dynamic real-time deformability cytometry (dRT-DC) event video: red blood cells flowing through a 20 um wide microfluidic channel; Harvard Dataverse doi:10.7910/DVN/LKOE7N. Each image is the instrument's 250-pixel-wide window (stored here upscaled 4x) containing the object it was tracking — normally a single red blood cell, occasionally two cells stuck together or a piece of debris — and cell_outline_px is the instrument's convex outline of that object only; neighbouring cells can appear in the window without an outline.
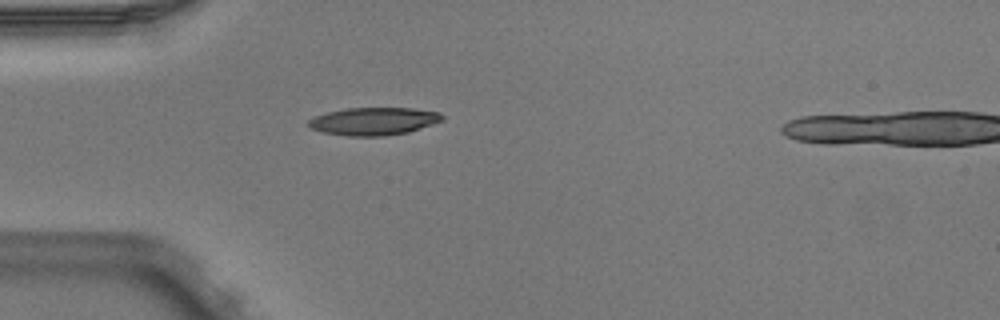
{"species": "Egyptian fruit bat (a non-hibernating species)", "species_latin": "Rousettus aegyptiacus", "temperature_condition": "warm", "stored_images_in_passage": 5, "camera_frame_rate_fps": 3000, "um_per_image_px": 0.085, "animal": {"sex": "male"}, "frame": {"image": 1, "passage_image": 5, "time_ms": 1.333, "image_size_px": [1000, 320], "cell_outline_px": [[444, 120], [408, 132], [384, 136], [348, 136], [324, 132], [312, 128], [308, 124], [308, 120], [316, 116], [328, 112], [348, 108], [412, 108], [440, 112], [444, 116]], "centroid_in_image_um": [31.81, 10.3], "position_along_channel_um": 53.2, "area_um2": 21.44}}